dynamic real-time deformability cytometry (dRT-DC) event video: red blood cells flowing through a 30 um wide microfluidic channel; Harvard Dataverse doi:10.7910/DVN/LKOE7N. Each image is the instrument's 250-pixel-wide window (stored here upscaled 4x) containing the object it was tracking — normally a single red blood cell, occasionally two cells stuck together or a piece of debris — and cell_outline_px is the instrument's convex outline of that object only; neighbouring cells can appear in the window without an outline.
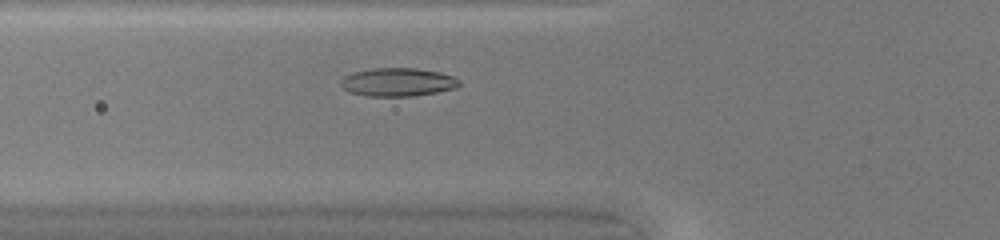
{"species": "common noctule bat (a hibernating species)", "species_latin": "Nyctalus noctula", "temperature_condition": "warm", "stored_images_in_passage": 33, "camera_frame_rate_fps": 3000, "um_per_image_px": 0.085, "animal": {"sex": "female", "body_mass_g": 20.0, "forearm_length_mm": 54.0}, "frame": {"image": 1, "passage_image": 7, "time_ms": 2.0, "image_size_px": [1000, 240], "cell_outline_px": [[460, 84], [456, 88], [436, 92], [412, 96], [368, 96], [348, 92], [340, 84], [340, 80], [344, 76], [352, 72], [372, 68], [416, 68], [440, 72], [452, 76], [460, 80]], "centroid_in_image_um": [33.79, 6.97], "position_along_channel_um": 92.0, "area_um2": 19.65}}
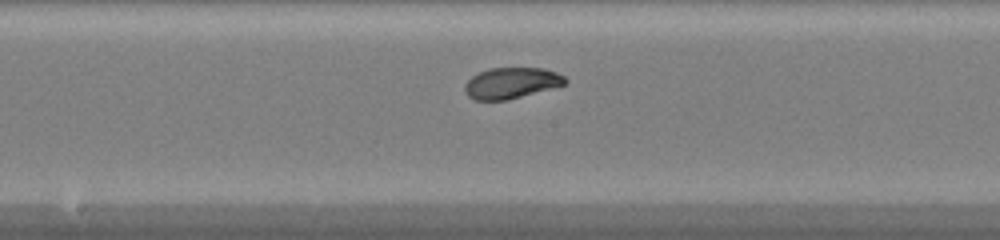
{"frame": {"image": 2, "passage_image": 15, "time_ms": 4.667, "image_size_px": [1000, 240], "cell_outline_px": [[568, 84], [508, 100], [476, 100], [468, 96], [464, 92], [464, 84], [472, 76], [488, 68], [544, 68], [556, 72], [564, 76], [568, 80]], "centroid_in_image_um": [43.48, 7.06], "position_along_channel_um": 204.7, "area_um2": 18.32}}
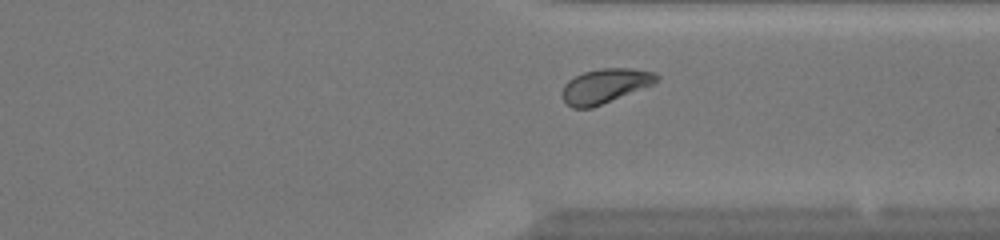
{"frame": {"image": 3, "passage_image": 26, "time_ms": 8.333, "image_size_px": [1000, 240], "cell_outline_px": [[660, 76], [656, 84], [592, 108], [572, 108], [560, 96], [560, 92], [564, 84], [568, 80], [584, 72], [600, 68], [632, 68], [656, 72]], "centroid_in_image_um": [51.45, 7.3], "position_along_channel_um": 359.9, "area_um2": 19.36}, "authors_computed_cell_mechanics": {"area_um2": 18.6116, "velocity_mm_per_s": 4.2235, "shape_relaxation_time_tau1_ms": 3.3789, "shape_relaxation_time_tau2_ms": 1.2528, "deformation_change_tau1": 0.1308, "deformation_change_tau2": 0.0439}}